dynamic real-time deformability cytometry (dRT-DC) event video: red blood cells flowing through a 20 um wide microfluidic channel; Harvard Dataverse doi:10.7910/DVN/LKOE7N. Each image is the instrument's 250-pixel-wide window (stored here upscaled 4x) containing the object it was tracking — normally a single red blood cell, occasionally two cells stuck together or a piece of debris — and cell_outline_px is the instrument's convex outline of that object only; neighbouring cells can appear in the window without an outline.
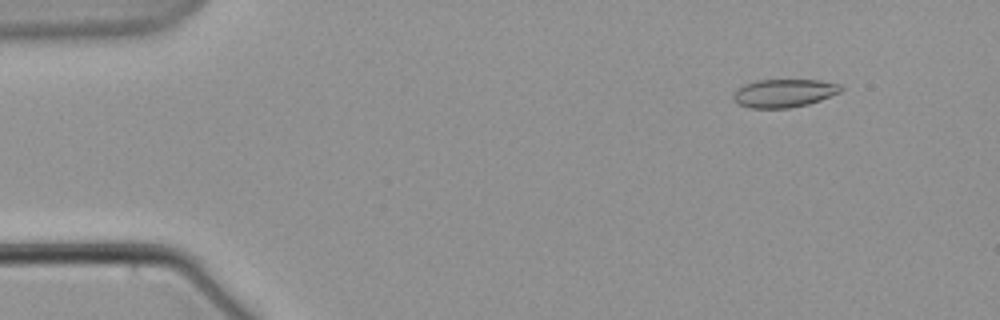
{"species": "common noctule bat (a hibernating species)", "species_latin": "Nyctalus noctula", "temperature_condition": "warm", "stored_images_in_passage": 10, "camera_frame_rate_fps": 3000, "um_per_image_px": 0.085, "animal": {"sex": "male", "body_mass_g": 21.5, "forearm_length_mm": 52.0}, "frame": {"image": 1, "passage_image": 2, "time_ms": 1.333, "image_size_px": [1000, 320], "cell_outline_px": [[844, 88], [840, 92], [820, 100], [808, 104], [788, 108], [752, 108], [740, 104], [732, 96], [744, 84], [756, 80], [820, 80], [840, 84]], "centroid_in_image_um": [66.69, 7.91], "position_along_channel_um": 18.3, "area_um2": 17.46}}
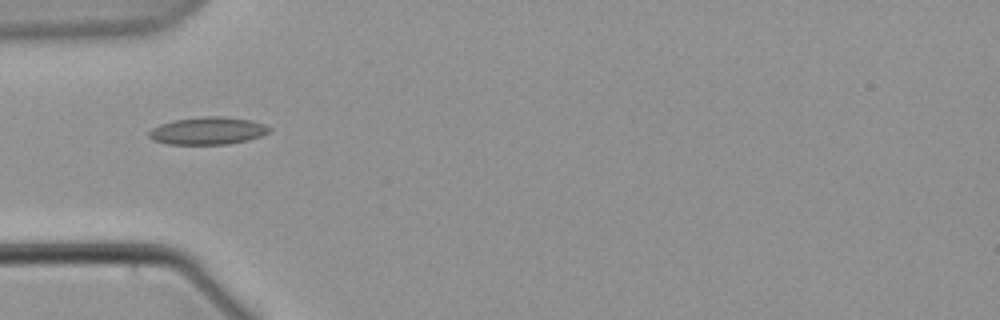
{"frame": {"image": 2, "passage_image": 6, "time_ms": 6.0, "image_size_px": [1000, 320], "cell_outline_px": [[272, 128], [268, 132], [260, 136], [248, 140], [228, 144], [168, 144], [152, 140], [148, 136], [148, 132], [152, 128], [160, 124], [176, 120], [204, 116], [220, 116], [252, 120], [264, 124]], "centroid_in_image_um": [17.66, 11.12], "position_along_channel_um": 67.3, "area_um2": 19.25}}
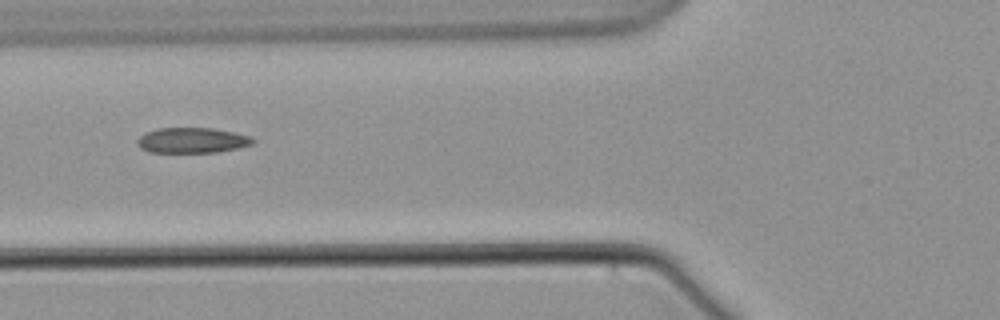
{"frame": {"image": 3, "passage_image": 7, "time_ms": 7.333, "image_size_px": [1000, 320], "cell_outline_px": [[256, 140], [252, 144], [236, 148], [216, 152], [148, 152], [140, 148], [136, 140], [140, 136], [156, 128], [212, 128], [236, 132], [252, 136]], "centroid_in_image_um": [16.35, 11.92], "position_along_channel_um": 109.4, "area_um2": 17.11}}